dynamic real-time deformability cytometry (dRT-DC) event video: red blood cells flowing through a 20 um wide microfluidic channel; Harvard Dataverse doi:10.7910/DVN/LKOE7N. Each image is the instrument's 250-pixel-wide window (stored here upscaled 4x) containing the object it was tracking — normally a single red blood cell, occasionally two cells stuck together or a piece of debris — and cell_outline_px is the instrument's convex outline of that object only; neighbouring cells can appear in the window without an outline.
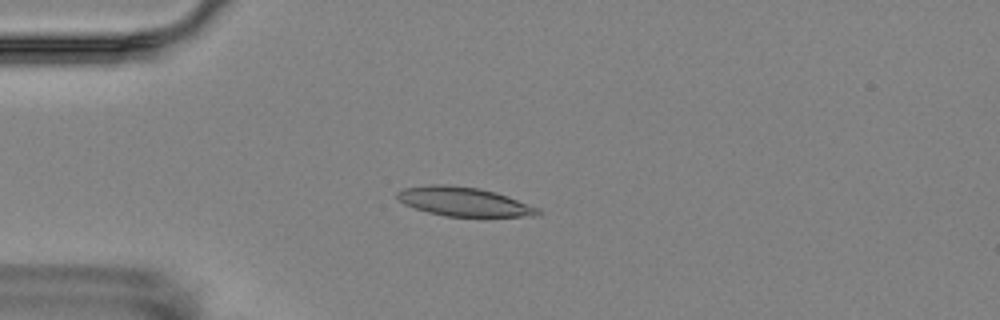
{"species": "Egyptian fruit bat (a non-hibernating species)", "species_latin": "Rousettus aegyptiacus", "temperature_condition": "room temperature", "stored_images_in_passage": 13, "camera_frame_rate_fps": 3000, "um_per_image_px": 0.085, "animal": {"sex": "female"}, "frame": {"image": 1, "passage_image": 1, "time_ms": 0.0, "image_size_px": [1000, 320], "cell_outline_px": [[540, 216], [444, 216], [428, 212], [404, 204], [396, 196], [396, 192], [404, 188], [428, 184], [448, 184], [480, 188], [496, 192], [508, 196], [540, 208]], "centroid_in_image_um": [39.44, 17.13], "position_along_channel_um": 45.6, "area_um2": 23.87}}
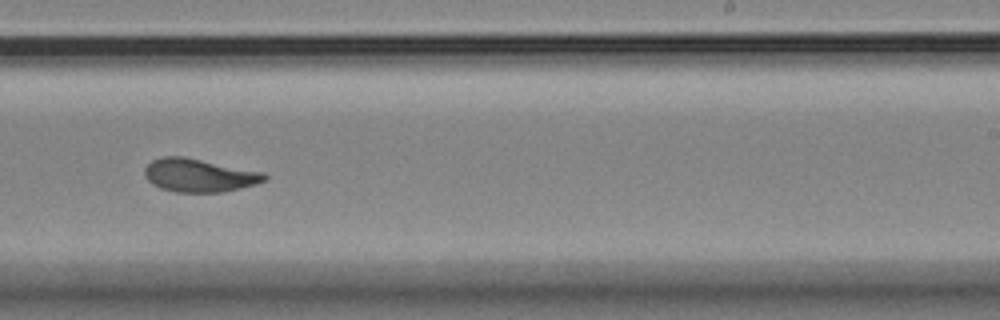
{"frame": {"image": 2, "passage_image": 7, "time_ms": 7.0, "image_size_px": [1000, 320], "cell_outline_px": [[268, 176], [264, 180], [256, 184], [224, 192], [176, 192], [160, 188], [152, 184], [144, 176], [144, 168], [152, 160], [164, 156], [184, 156], [264, 172]], "centroid_in_image_um": [16.91, 14.9], "position_along_channel_um": 272.1, "area_um2": 23.29}}
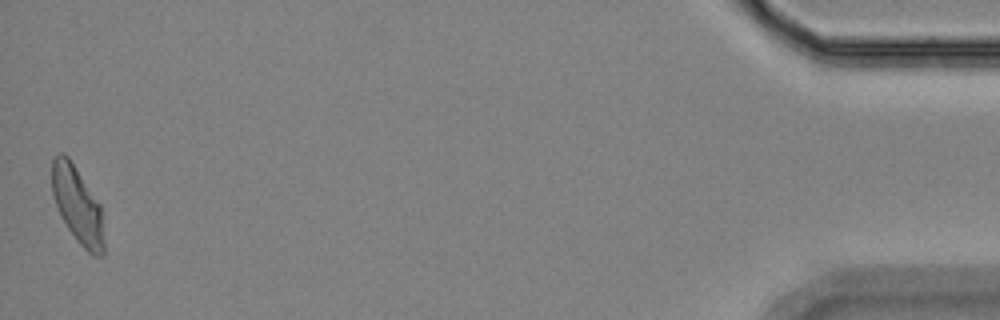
{"frame": {"image": 3, "passage_image": 13, "time_ms": 14.0, "image_size_px": [1000, 320], "cell_outline_px": [[104, 256], [92, 256], [80, 244], [68, 228], [60, 216], [52, 192], [52, 160], [60, 152], [64, 152], [68, 156], [100, 204], [104, 240]], "centroid_in_image_um": [6.59, 17.45], "position_along_channel_um": 428.6, "area_um2": 23.06}, "authors_computed_cell_mechanics": {"area_um2": 23.2356, "velocity_mm_per_s": 3.5068, "shape_relaxation_time_tau1_ms": 5.7811, "shape_relaxation_time_tau2_ms": 1.6404, "deformation_change_tau1": 0.1749, "deformation_change_tau2": 0.0795}}